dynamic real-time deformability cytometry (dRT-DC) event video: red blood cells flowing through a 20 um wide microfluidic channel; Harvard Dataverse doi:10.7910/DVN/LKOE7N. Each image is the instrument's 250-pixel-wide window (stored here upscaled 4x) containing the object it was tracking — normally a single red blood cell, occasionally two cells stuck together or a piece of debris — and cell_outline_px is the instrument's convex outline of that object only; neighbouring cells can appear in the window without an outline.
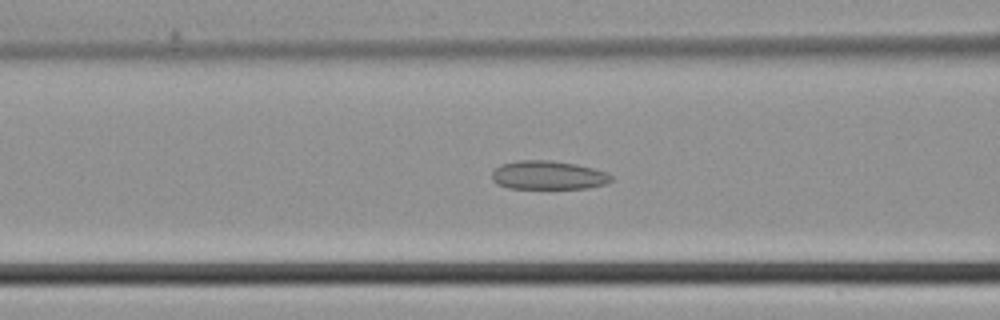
{"species": "common noctule bat (a hibernating species)", "species_latin": "Nyctalus noctula", "temperature_condition": "cold", "stored_images_in_passage": 44, "camera_frame_rate_fps": 3000, "um_per_image_px": 0.085, "animal": {"sex": "male", "body_mass_g": 21.5, "forearm_length_mm": 52.0}, "frame": {"image": 1, "passage_image": 18, "time_ms": 5.667, "image_size_px": [1000, 320], "cell_outline_px": [[612, 180], [604, 184], [588, 188], [508, 188], [496, 184], [492, 180], [492, 172], [500, 164], [520, 160], [548, 160], [576, 164], [592, 168], [604, 172], [612, 176]], "centroid_in_image_um": [46.55, 14.89], "position_along_channel_um": 120.1, "area_um2": 19.83}}
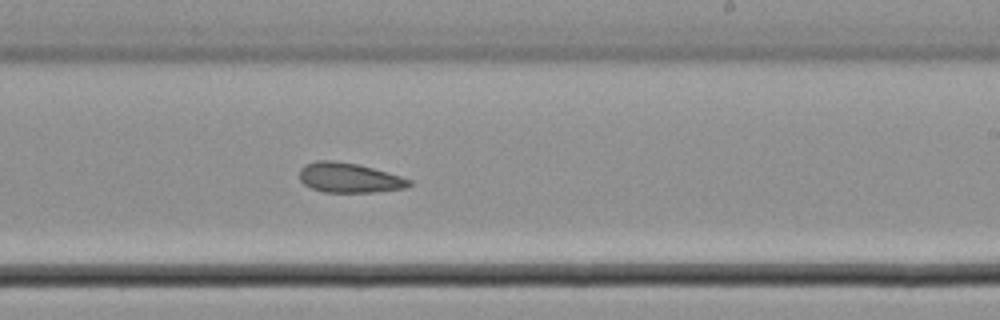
{"frame": {"image": 2, "passage_image": 27, "time_ms": 8.667, "image_size_px": [1000, 320], "cell_outline_px": [[412, 184], [408, 188], [372, 192], [324, 192], [312, 188], [304, 184], [300, 180], [300, 168], [304, 164], [316, 160], [336, 160], [356, 164], [372, 168], [400, 176], [412, 180]], "centroid_in_image_um": [29.67, 15.1], "position_along_channel_um": 259.3, "area_um2": 19.07}}
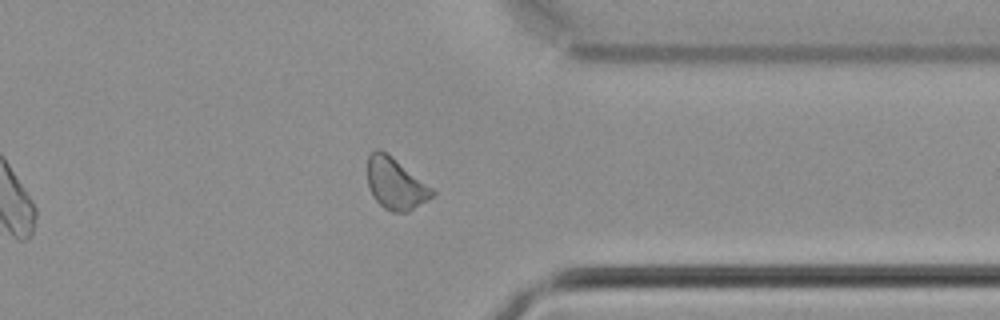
{"frame": {"image": 3, "passage_image": 35, "time_ms": 11.333, "image_size_px": [1000, 320], "cell_outline_px": [[436, 192], [432, 196], [408, 212], [392, 212], [384, 208], [372, 196], [368, 184], [368, 156], [376, 148], [380, 148], [392, 156], [432, 188]], "centroid_in_image_um": [33.59, 15.6], "position_along_channel_um": 377.8, "area_um2": 19.19}}